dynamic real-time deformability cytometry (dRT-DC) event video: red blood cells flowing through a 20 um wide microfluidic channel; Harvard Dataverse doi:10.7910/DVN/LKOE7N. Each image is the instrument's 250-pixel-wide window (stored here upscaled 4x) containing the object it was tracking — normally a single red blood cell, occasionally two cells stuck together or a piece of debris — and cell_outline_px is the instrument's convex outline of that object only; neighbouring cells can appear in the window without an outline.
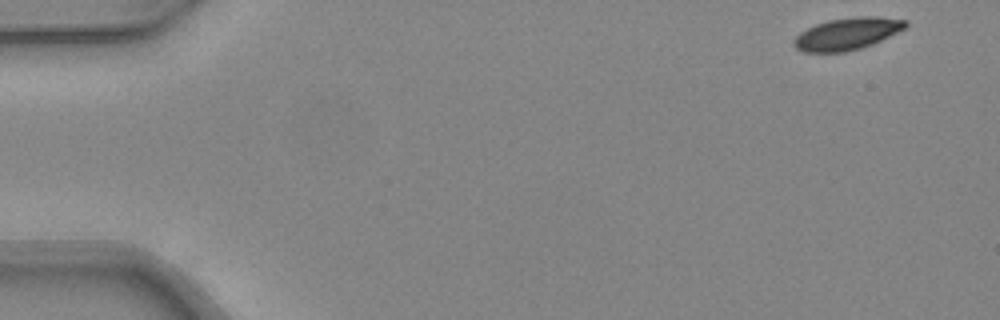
{"species": "common noctule bat (a hibernating species)", "species_latin": "Nyctalus noctula", "temperature_condition": "warm", "stored_images_in_passage": 46, "camera_frame_rate_fps": 3000, "um_per_image_px": 0.085, "animal": {"sex": "female", "body_mass_g": 24.6, "forearm_length_mm": 56.2}, "frame": {"image": 1, "passage_image": 1, "time_ms": 0.0, "image_size_px": [1000, 320], "cell_outline_px": [[908, 24], [904, 28], [872, 44], [860, 48], [844, 52], [804, 52], [796, 48], [792, 44], [792, 40], [800, 32], [816, 24], [828, 20], [852, 16], [876, 16], [908, 20]], "centroid_in_image_um": [71.98, 2.86], "position_along_channel_um": 13.0, "area_um2": 20.81}}
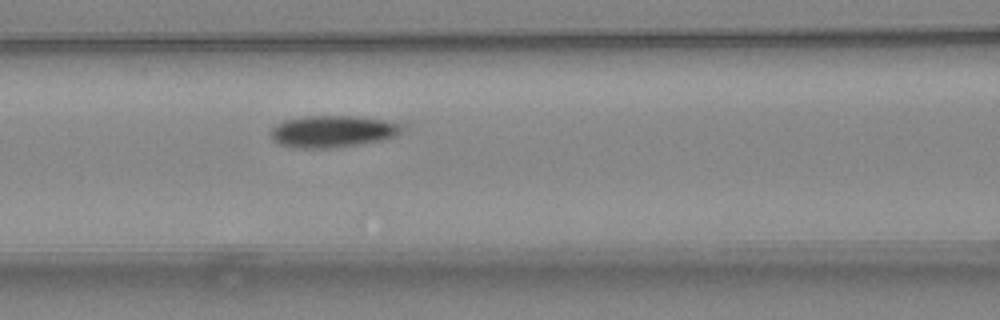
{"frame": {"image": 2, "passage_image": 19, "time_ms": 6.0, "image_size_px": [1000, 320], "cell_outline_px": [[408, 124], [396, 136], [384, 140], [360, 144], [328, 148], [292, 148], [280, 144], [272, 140], [268, 132], [276, 124], [284, 120], [304, 116], [356, 116], [384, 120]], "centroid_in_image_um": [28.28, 11.17], "position_along_channel_um": 138.3, "area_um2": 24.8}}
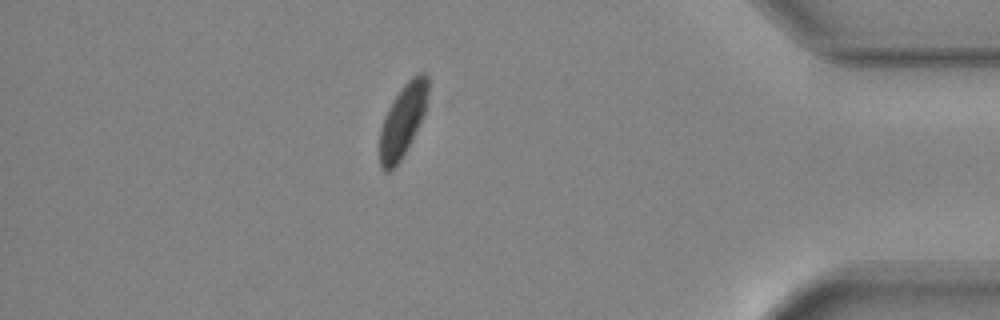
{"frame": {"image": 3, "passage_image": 40, "time_ms": 13.0, "image_size_px": [1000, 320], "cell_outline_px": [[428, 92], [424, 112], [400, 160], [388, 172], [384, 172], [380, 168], [380, 128], [384, 116], [388, 108], [400, 88], [412, 76], [420, 72], [424, 72], [428, 76]], "centroid_in_image_um": [34.2, 10.2], "position_along_channel_um": 401.0, "area_um2": 19.94}, "authors_computed_cell_mechanics": {"area_um2": 22.8888, "velocity_mm_per_s": 4.3046, "shape_relaxation_time_tau1_ms": 3.532, "shape_relaxation_time_tau2_ms": null, "deformation_change_tau1": 0.1248, "deformation_change_tau2": null}}